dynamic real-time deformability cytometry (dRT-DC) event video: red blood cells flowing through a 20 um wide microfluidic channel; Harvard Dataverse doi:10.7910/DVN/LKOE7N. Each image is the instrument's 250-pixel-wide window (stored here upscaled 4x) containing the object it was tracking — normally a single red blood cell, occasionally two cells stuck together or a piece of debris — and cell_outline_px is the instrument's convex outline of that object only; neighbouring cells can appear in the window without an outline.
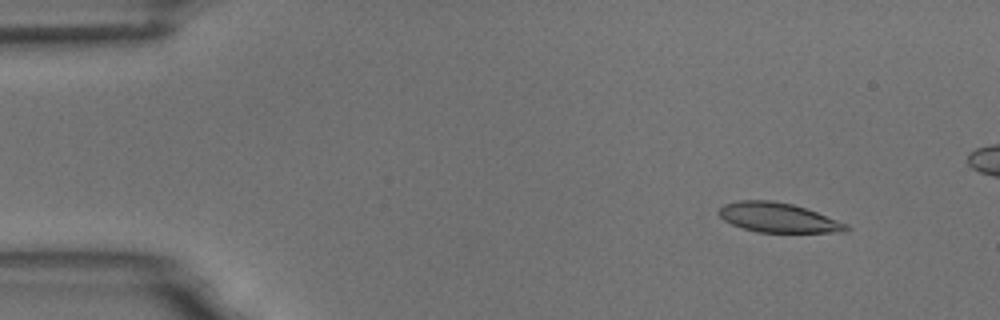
{"species": "common noctule bat (a hibernating species)", "species_latin": "Nyctalus noctula", "temperature_condition": "room temperature", "stored_images_in_passage": 7, "camera_frame_rate_fps": 3000, "um_per_image_px": 0.085, "animal": {"sex": "male", "body_mass_g": 18.8}, "frame": {"image": 1, "passage_image": 2, "time_ms": 1.0, "image_size_px": [1000, 320], "cell_outline_px": [[852, 228], [848, 232], [756, 232], [732, 224], [724, 220], [716, 212], [724, 204], [740, 200], [772, 200], [792, 204], [816, 212], [848, 224]], "centroid_in_image_um": [66.15, 18.5], "position_along_channel_um": 18.9, "area_um2": 21.91}}